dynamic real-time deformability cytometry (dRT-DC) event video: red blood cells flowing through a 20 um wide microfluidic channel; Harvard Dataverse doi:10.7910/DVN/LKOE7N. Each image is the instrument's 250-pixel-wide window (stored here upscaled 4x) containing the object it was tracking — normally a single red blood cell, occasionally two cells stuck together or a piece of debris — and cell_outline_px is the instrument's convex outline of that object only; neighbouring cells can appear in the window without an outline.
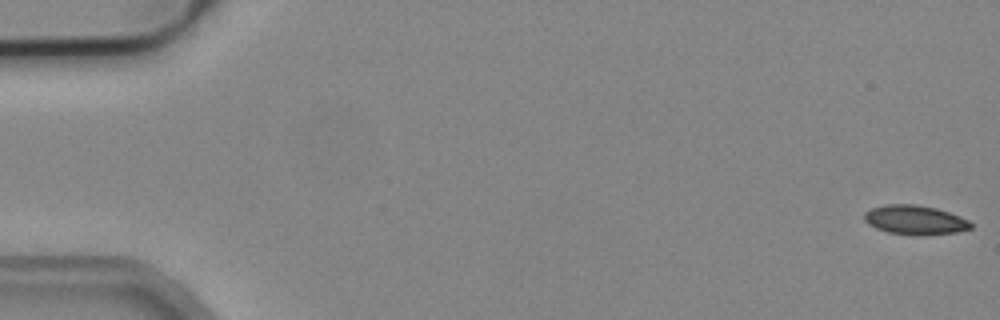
{"species": "common noctule bat (a hibernating species)", "species_latin": "Nyctalus noctula", "temperature_condition": "cold", "stored_images_in_passage": 5, "camera_frame_rate_fps": 3000, "um_per_image_px": 0.085, "animal": {"sex": "male", "body_mass_g": 19.2, "forearm_length_mm": 51.8}, "frame": {"image": 1, "passage_image": 1, "time_ms": 0.0, "image_size_px": [1000, 320], "cell_outline_px": [[972, 228], [956, 232], [924, 236], [920, 236], [888, 232], [876, 228], [868, 224], [864, 220], [864, 212], [872, 208], [888, 204], [916, 204], [936, 208], [960, 216], [968, 220], [972, 224]], "centroid_in_image_um": [77.78, 18.7], "position_along_channel_um": 7.2, "area_um2": 18.26}}
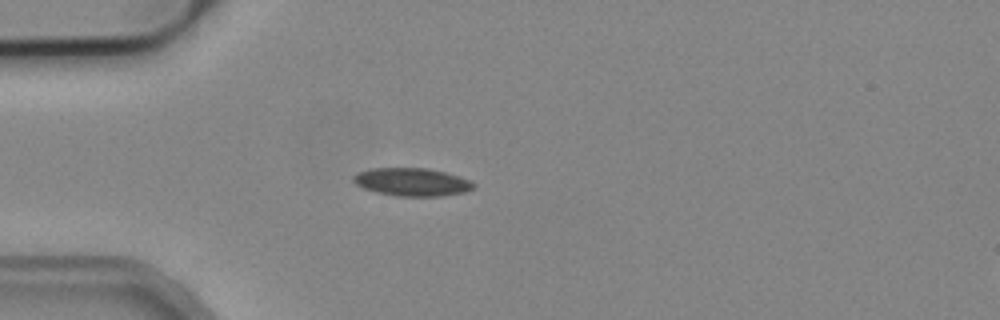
{"frame": {"image": 2, "passage_image": 5, "time_ms": 1.333, "image_size_px": [1000, 320], "cell_outline_px": [[476, 188], [464, 192], [440, 196], [396, 196], [376, 192], [364, 188], [356, 184], [352, 180], [352, 176], [360, 172], [372, 168], [428, 168], [444, 172], [468, 180], [476, 184]], "centroid_in_image_um": [35.01, 15.47], "position_along_channel_um": 50.0, "area_um2": 19.48}}